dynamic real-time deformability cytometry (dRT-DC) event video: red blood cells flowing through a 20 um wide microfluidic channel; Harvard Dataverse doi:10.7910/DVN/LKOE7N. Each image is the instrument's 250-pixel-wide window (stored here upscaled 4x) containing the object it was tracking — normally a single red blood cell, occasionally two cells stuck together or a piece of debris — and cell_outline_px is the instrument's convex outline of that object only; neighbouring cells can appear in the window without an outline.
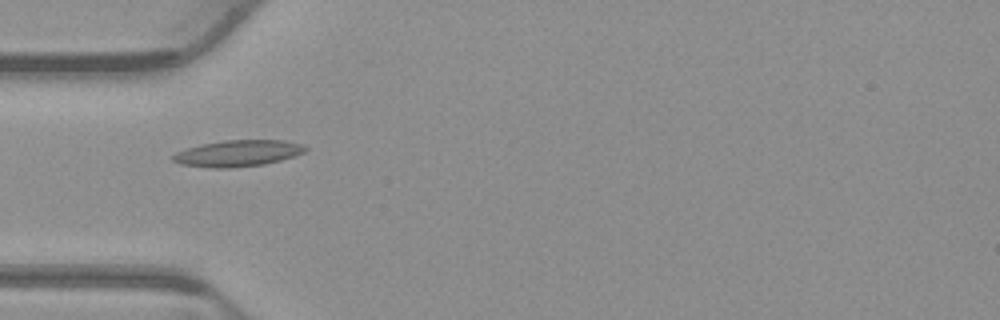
{"species": "common noctule bat (a hibernating species)", "species_latin": "Nyctalus noctula", "temperature_condition": "warm", "stored_images_in_passage": 3, "camera_frame_rate_fps": 3000, "um_per_image_px": 0.085, "animal": {"sex": "male", "body_mass_g": 23.1, "forearm_length_mm": 52.7}, "frame": {"image": 1, "passage_image": 1, "time_ms": 0.0, "image_size_px": [1000, 320], "cell_outline_px": [[308, 148], [304, 152], [296, 156], [264, 164], [228, 168], [212, 168], [180, 164], [172, 160], [172, 156], [176, 152], [200, 144], [224, 140], [284, 140], [300, 144]], "centroid_in_image_um": [20.21, 13.03], "position_along_channel_um": 64.8, "area_um2": 20.29}}